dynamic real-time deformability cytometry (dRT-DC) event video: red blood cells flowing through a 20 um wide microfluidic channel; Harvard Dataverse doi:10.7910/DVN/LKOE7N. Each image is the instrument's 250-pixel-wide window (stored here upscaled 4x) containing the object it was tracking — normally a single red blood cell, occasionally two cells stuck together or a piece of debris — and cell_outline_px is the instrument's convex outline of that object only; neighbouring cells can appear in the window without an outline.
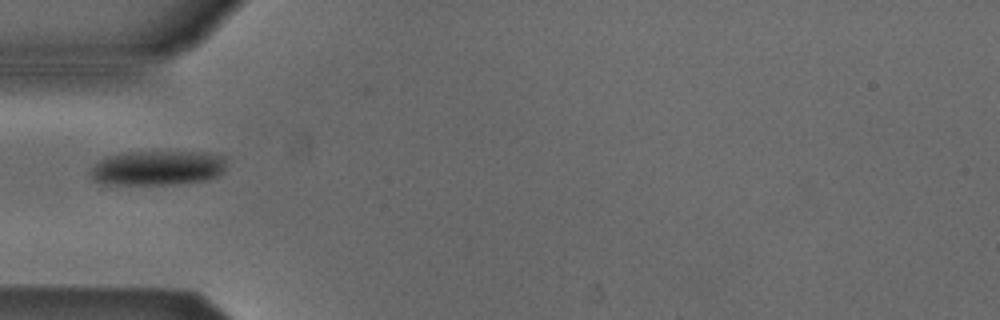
{"species": "Egyptian fruit bat (a non-hibernating species)", "species_latin": "Rousettus aegyptiacus", "temperature_condition": "cold", "stored_images_in_passage": 27, "camera_frame_rate_fps": 3000, "um_per_image_px": 0.085, "animal": {"sex": "male"}, "frame": {"image": 1, "passage_image": 1, "time_ms": 0.0, "image_size_px": [1000, 320], "cell_outline_px": [[224, 172], [208, 180], [176, 184], [104, 184], [92, 180], [88, 172], [104, 156], [132, 152], [208, 152], [224, 156]], "centroid_in_image_um": [13.38, 14.28], "position_along_channel_um": 71.6, "area_um2": 27.63}}
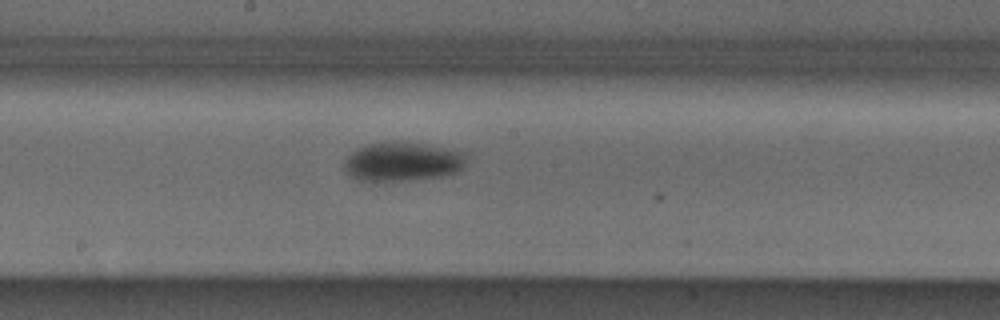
{"frame": {"image": 2, "passage_image": 12, "time_ms": 3.667, "image_size_px": [1000, 320], "cell_outline_px": [[468, 164], [464, 168], [456, 172], [444, 176], [412, 180], [360, 180], [352, 176], [344, 168], [344, 160], [352, 152], [368, 144], [404, 140], [452, 148], [468, 152]], "centroid_in_image_um": [34.35, 13.71], "position_along_channel_um": 213.8, "area_um2": 28.38}}
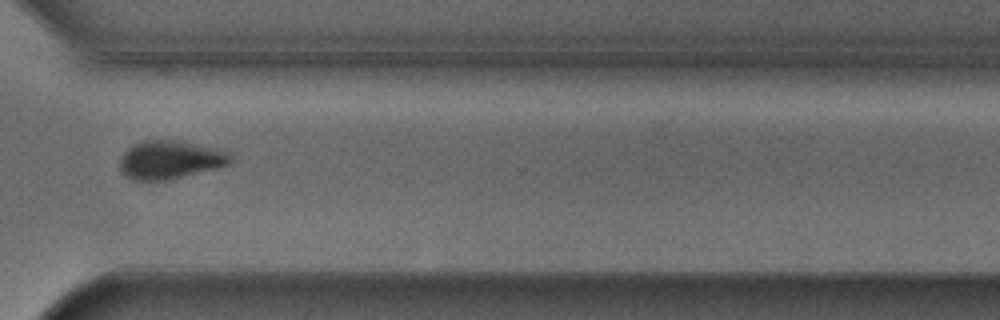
{"frame": {"image": 3, "passage_image": 23, "time_ms": 7.333, "image_size_px": [1000, 320], "cell_outline_px": [[232, 160], [228, 164], [216, 168], [164, 180], [132, 180], [124, 176], [120, 172], [120, 156], [132, 144], [144, 140], [184, 140], [224, 148], [232, 152]], "centroid_in_image_um": [14.49, 13.54], "position_along_channel_um": 356.1, "area_um2": 25.32}}